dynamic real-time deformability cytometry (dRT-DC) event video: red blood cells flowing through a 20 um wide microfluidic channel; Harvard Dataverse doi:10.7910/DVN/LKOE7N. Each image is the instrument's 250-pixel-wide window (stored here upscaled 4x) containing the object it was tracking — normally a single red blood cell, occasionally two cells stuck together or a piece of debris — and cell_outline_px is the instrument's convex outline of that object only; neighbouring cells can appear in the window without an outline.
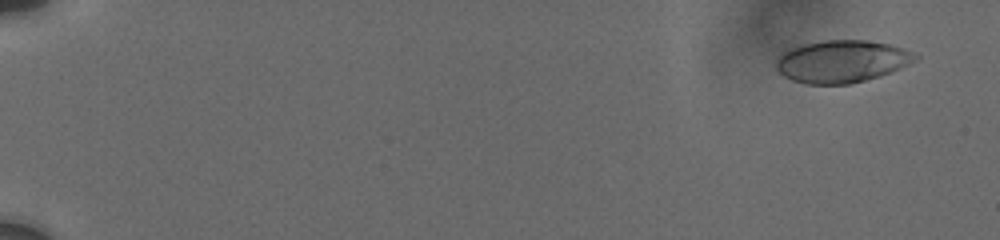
{"species": "human", "species_latin": "Homo sapiens", "temperature_condition": "cold", "stored_images_in_passage": 43, "camera_frame_rate_fps": 3000, "um_per_image_px": 0.085, "donor": {"sex": "male"}, "frame": {"image": 1, "passage_image": 8, "time_ms": 1.0, "image_size_px": [1000, 240], "cell_outline_px": [[920, 56], [916, 60], [892, 72], [880, 76], [848, 84], [808, 84], [792, 80], [784, 76], [776, 68], [776, 56], [788, 48], [800, 44], [824, 40], [864, 40], [892, 44], [904, 48]], "centroid_in_image_um": [71.53, 5.2], "position_along_channel_um": 13.5, "area_um2": 34.62}}
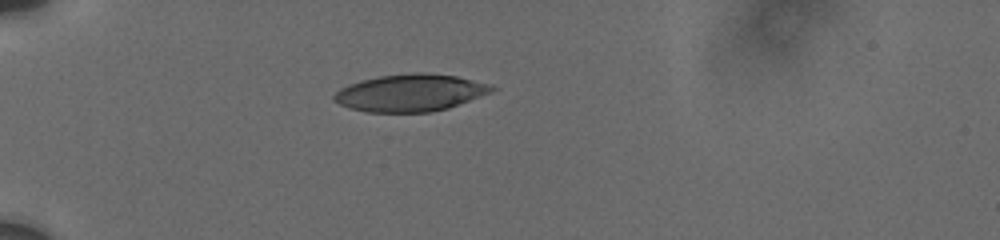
{"frame": {"image": 2, "passage_image": 38, "time_ms": 6.0, "image_size_px": [1000, 240], "cell_outline_px": [[496, 88], [492, 92], [448, 108], [432, 112], [368, 112], [348, 108], [332, 100], [332, 96], [340, 88], [348, 84], [360, 80], [380, 76], [412, 72], [424, 72], [456, 76], [488, 84]], "centroid_in_image_um": [34.83, 7.89], "position_along_channel_um": 50.2, "area_um2": 34.22}}